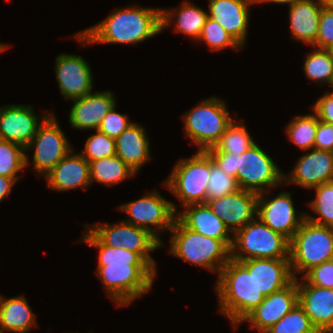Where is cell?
Wrapping results in <instances>:
<instances>
[{
	"label": "cell",
	"mask_w": 333,
	"mask_h": 333,
	"mask_svg": "<svg viewBox=\"0 0 333 333\" xmlns=\"http://www.w3.org/2000/svg\"><path fill=\"white\" fill-rule=\"evenodd\" d=\"M255 143L257 142L251 137L243 121L236 118V122L232 121L215 146L206 150V152L242 154Z\"/></svg>",
	"instance_id": "obj_31"
},
{
	"label": "cell",
	"mask_w": 333,
	"mask_h": 333,
	"mask_svg": "<svg viewBox=\"0 0 333 333\" xmlns=\"http://www.w3.org/2000/svg\"><path fill=\"white\" fill-rule=\"evenodd\" d=\"M31 149L33 169L44 177L74 148L51 113L38 127L25 152Z\"/></svg>",
	"instance_id": "obj_12"
},
{
	"label": "cell",
	"mask_w": 333,
	"mask_h": 333,
	"mask_svg": "<svg viewBox=\"0 0 333 333\" xmlns=\"http://www.w3.org/2000/svg\"><path fill=\"white\" fill-rule=\"evenodd\" d=\"M169 253L203 269L217 272L231 259V250L218 239L186 228L177 218L170 230Z\"/></svg>",
	"instance_id": "obj_4"
},
{
	"label": "cell",
	"mask_w": 333,
	"mask_h": 333,
	"mask_svg": "<svg viewBox=\"0 0 333 333\" xmlns=\"http://www.w3.org/2000/svg\"><path fill=\"white\" fill-rule=\"evenodd\" d=\"M253 275L256 287L268 296L293 279L289 259H247L239 261Z\"/></svg>",
	"instance_id": "obj_23"
},
{
	"label": "cell",
	"mask_w": 333,
	"mask_h": 333,
	"mask_svg": "<svg viewBox=\"0 0 333 333\" xmlns=\"http://www.w3.org/2000/svg\"><path fill=\"white\" fill-rule=\"evenodd\" d=\"M25 296L5 299L0 294V333H27L36 327V317Z\"/></svg>",
	"instance_id": "obj_28"
},
{
	"label": "cell",
	"mask_w": 333,
	"mask_h": 333,
	"mask_svg": "<svg viewBox=\"0 0 333 333\" xmlns=\"http://www.w3.org/2000/svg\"><path fill=\"white\" fill-rule=\"evenodd\" d=\"M131 123L133 122L128 119L127 114H120L116 111L115 105L103 118L98 131L116 139Z\"/></svg>",
	"instance_id": "obj_40"
},
{
	"label": "cell",
	"mask_w": 333,
	"mask_h": 333,
	"mask_svg": "<svg viewBox=\"0 0 333 333\" xmlns=\"http://www.w3.org/2000/svg\"><path fill=\"white\" fill-rule=\"evenodd\" d=\"M55 60L56 80L65 100L82 98L92 92V69L82 56L62 53Z\"/></svg>",
	"instance_id": "obj_14"
},
{
	"label": "cell",
	"mask_w": 333,
	"mask_h": 333,
	"mask_svg": "<svg viewBox=\"0 0 333 333\" xmlns=\"http://www.w3.org/2000/svg\"><path fill=\"white\" fill-rule=\"evenodd\" d=\"M88 162L116 155L115 139L96 130L86 139L80 153Z\"/></svg>",
	"instance_id": "obj_39"
},
{
	"label": "cell",
	"mask_w": 333,
	"mask_h": 333,
	"mask_svg": "<svg viewBox=\"0 0 333 333\" xmlns=\"http://www.w3.org/2000/svg\"><path fill=\"white\" fill-rule=\"evenodd\" d=\"M130 5L117 8L104 20L73 38L83 45L94 43L136 44L162 32L161 8Z\"/></svg>",
	"instance_id": "obj_1"
},
{
	"label": "cell",
	"mask_w": 333,
	"mask_h": 333,
	"mask_svg": "<svg viewBox=\"0 0 333 333\" xmlns=\"http://www.w3.org/2000/svg\"><path fill=\"white\" fill-rule=\"evenodd\" d=\"M313 112L320 121L333 124V93L325 92L312 105Z\"/></svg>",
	"instance_id": "obj_43"
},
{
	"label": "cell",
	"mask_w": 333,
	"mask_h": 333,
	"mask_svg": "<svg viewBox=\"0 0 333 333\" xmlns=\"http://www.w3.org/2000/svg\"><path fill=\"white\" fill-rule=\"evenodd\" d=\"M34 111L32 105L0 106V139L25 148L35 136L38 127L52 113L44 112L40 121Z\"/></svg>",
	"instance_id": "obj_15"
},
{
	"label": "cell",
	"mask_w": 333,
	"mask_h": 333,
	"mask_svg": "<svg viewBox=\"0 0 333 333\" xmlns=\"http://www.w3.org/2000/svg\"><path fill=\"white\" fill-rule=\"evenodd\" d=\"M102 244L110 247H124L139 253L155 270L156 261L150 251H156L162 243L148 230L128 224L121 220L118 223L95 224L85 226Z\"/></svg>",
	"instance_id": "obj_11"
},
{
	"label": "cell",
	"mask_w": 333,
	"mask_h": 333,
	"mask_svg": "<svg viewBox=\"0 0 333 333\" xmlns=\"http://www.w3.org/2000/svg\"><path fill=\"white\" fill-rule=\"evenodd\" d=\"M226 103L212 96L201 100L182 115L184 135L198 148L206 151L215 146L232 123V117Z\"/></svg>",
	"instance_id": "obj_6"
},
{
	"label": "cell",
	"mask_w": 333,
	"mask_h": 333,
	"mask_svg": "<svg viewBox=\"0 0 333 333\" xmlns=\"http://www.w3.org/2000/svg\"><path fill=\"white\" fill-rule=\"evenodd\" d=\"M206 203L232 234L257 217L258 194L252 191L239 189Z\"/></svg>",
	"instance_id": "obj_16"
},
{
	"label": "cell",
	"mask_w": 333,
	"mask_h": 333,
	"mask_svg": "<svg viewBox=\"0 0 333 333\" xmlns=\"http://www.w3.org/2000/svg\"><path fill=\"white\" fill-rule=\"evenodd\" d=\"M214 285L219 312L237 328L265 298L257 289L254 277L238 261L230 259L222 268Z\"/></svg>",
	"instance_id": "obj_2"
},
{
	"label": "cell",
	"mask_w": 333,
	"mask_h": 333,
	"mask_svg": "<svg viewBox=\"0 0 333 333\" xmlns=\"http://www.w3.org/2000/svg\"><path fill=\"white\" fill-rule=\"evenodd\" d=\"M208 17L218 22L243 48L249 26V12L255 0H208Z\"/></svg>",
	"instance_id": "obj_20"
},
{
	"label": "cell",
	"mask_w": 333,
	"mask_h": 333,
	"mask_svg": "<svg viewBox=\"0 0 333 333\" xmlns=\"http://www.w3.org/2000/svg\"><path fill=\"white\" fill-rule=\"evenodd\" d=\"M29 163L28 154L23 146L0 139V175L19 178L18 172Z\"/></svg>",
	"instance_id": "obj_35"
},
{
	"label": "cell",
	"mask_w": 333,
	"mask_h": 333,
	"mask_svg": "<svg viewBox=\"0 0 333 333\" xmlns=\"http://www.w3.org/2000/svg\"><path fill=\"white\" fill-rule=\"evenodd\" d=\"M208 154L220 169L236 178L240 189L259 194L284 183L283 171L258 143L242 154Z\"/></svg>",
	"instance_id": "obj_3"
},
{
	"label": "cell",
	"mask_w": 333,
	"mask_h": 333,
	"mask_svg": "<svg viewBox=\"0 0 333 333\" xmlns=\"http://www.w3.org/2000/svg\"><path fill=\"white\" fill-rule=\"evenodd\" d=\"M305 76L318 84L331 85L333 81V55L327 49L313 47L303 63Z\"/></svg>",
	"instance_id": "obj_33"
},
{
	"label": "cell",
	"mask_w": 333,
	"mask_h": 333,
	"mask_svg": "<svg viewBox=\"0 0 333 333\" xmlns=\"http://www.w3.org/2000/svg\"><path fill=\"white\" fill-rule=\"evenodd\" d=\"M298 281V303L319 333H333V289Z\"/></svg>",
	"instance_id": "obj_19"
},
{
	"label": "cell",
	"mask_w": 333,
	"mask_h": 333,
	"mask_svg": "<svg viewBox=\"0 0 333 333\" xmlns=\"http://www.w3.org/2000/svg\"><path fill=\"white\" fill-rule=\"evenodd\" d=\"M270 192L258 194L257 217L290 241L305 219V213L298 214L290 192L282 191L276 197L269 198Z\"/></svg>",
	"instance_id": "obj_13"
},
{
	"label": "cell",
	"mask_w": 333,
	"mask_h": 333,
	"mask_svg": "<svg viewBox=\"0 0 333 333\" xmlns=\"http://www.w3.org/2000/svg\"><path fill=\"white\" fill-rule=\"evenodd\" d=\"M303 278L311 285L333 289V260L313 267Z\"/></svg>",
	"instance_id": "obj_42"
},
{
	"label": "cell",
	"mask_w": 333,
	"mask_h": 333,
	"mask_svg": "<svg viewBox=\"0 0 333 333\" xmlns=\"http://www.w3.org/2000/svg\"><path fill=\"white\" fill-rule=\"evenodd\" d=\"M333 181V152L312 148L299 157L290 175L284 173V184L313 189Z\"/></svg>",
	"instance_id": "obj_18"
},
{
	"label": "cell",
	"mask_w": 333,
	"mask_h": 333,
	"mask_svg": "<svg viewBox=\"0 0 333 333\" xmlns=\"http://www.w3.org/2000/svg\"><path fill=\"white\" fill-rule=\"evenodd\" d=\"M197 41L207 44L210 51L221 52L227 47H230L234 51L243 48L218 22L209 17Z\"/></svg>",
	"instance_id": "obj_37"
},
{
	"label": "cell",
	"mask_w": 333,
	"mask_h": 333,
	"mask_svg": "<svg viewBox=\"0 0 333 333\" xmlns=\"http://www.w3.org/2000/svg\"><path fill=\"white\" fill-rule=\"evenodd\" d=\"M290 241L258 217L233 234L231 259H289Z\"/></svg>",
	"instance_id": "obj_8"
},
{
	"label": "cell",
	"mask_w": 333,
	"mask_h": 333,
	"mask_svg": "<svg viewBox=\"0 0 333 333\" xmlns=\"http://www.w3.org/2000/svg\"><path fill=\"white\" fill-rule=\"evenodd\" d=\"M177 213L176 218L186 227L206 237L221 240L230 250L233 234L207 203L191 204ZM231 234V237H230Z\"/></svg>",
	"instance_id": "obj_24"
},
{
	"label": "cell",
	"mask_w": 333,
	"mask_h": 333,
	"mask_svg": "<svg viewBox=\"0 0 333 333\" xmlns=\"http://www.w3.org/2000/svg\"><path fill=\"white\" fill-rule=\"evenodd\" d=\"M150 145L145 128L134 121L115 139L116 155L135 173L152 159Z\"/></svg>",
	"instance_id": "obj_25"
},
{
	"label": "cell",
	"mask_w": 333,
	"mask_h": 333,
	"mask_svg": "<svg viewBox=\"0 0 333 333\" xmlns=\"http://www.w3.org/2000/svg\"><path fill=\"white\" fill-rule=\"evenodd\" d=\"M19 178H12L0 175V203L11 193L12 186L18 181Z\"/></svg>",
	"instance_id": "obj_45"
},
{
	"label": "cell",
	"mask_w": 333,
	"mask_h": 333,
	"mask_svg": "<svg viewBox=\"0 0 333 333\" xmlns=\"http://www.w3.org/2000/svg\"><path fill=\"white\" fill-rule=\"evenodd\" d=\"M235 177L226 174L210 156V173L207 184V199H216L239 190Z\"/></svg>",
	"instance_id": "obj_38"
},
{
	"label": "cell",
	"mask_w": 333,
	"mask_h": 333,
	"mask_svg": "<svg viewBox=\"0 0 333 333\" xmlns=\"http://www.w3.org/2000/svg\"><path fill=\"white\" fill-rule=\"evenodd\" d=\"M313 189L316 192L315 198L308 204L319 217L305 212V218L318 225L333 227V181L326 182Z\"/></svg>",
	"instance_id": "obj_34"
},
{
	"label": "cell",
	"mask_w": 333,
	"mask_h": 333,
	"mask_svg": "<svg viewBox=\"0 0 333 333\" xmlns=\"http://www.w3.org/2000/svg\"><path fill=\"white\" fill-rule=\"evenodd\" d=\"M209 173L210 155L197 150L192 156L179 159L163 184L183 207L206 203Z\"/></svg>",
	"instance_id": "obj_9"
},
{
	"label": "cell",
	"mask_w": 333,
	"mask_h": 333,
	"mask_svg": "<svg viewBox=\"0 0 333 333\" xmlns=\"http://www.w3.org/2000/svg\"><path fill=\"white\" fill-rule=\"evenodd\" d=\"M333 42V7L323 6L319 20L316 42L312 47L327 49Z\"/></svg>",
	"instance_id": "obj_41"
},
{
	"label": "cell",
	"mask_w": 333,
	"mask_h": 333,
	"mask_svg": "<svg viewBox=\"0 0 333 333\" xmlns=\"http://www.w3.org/2000/svg\"><path fill=\"white\" fill-rule=\"evenodd\" d=\"M265 333H319L298 303Z\"/></svg>",
	"instance_id": "obj_36"
},
{
	"label": "cell",
	"mask_w": 333,
	"mask_h": 333,
	"mask_svg": "<svg viewBox=\"0 0 333 333\" xmlns=\"http://www.w3.org/2000/svg\"><path fill=\"white\" fill-rule=\"evenodd\" d=\"M118 209L128 214L124 222L148 230L162 245L158 235L171 230L178 213L176 203L166 200L156 189Z\"/></svg>",
	"instance_id": "obj_10"
},
{
	"label": "cell",
	"mask_w": 333,
	"mask_h": 333,
	"mask_svg": "<svg viewBox=\"0 0 333 333\" xmlns=\"http://www.w3.org/2000/svg\"><path fill=\"white\" fill-rule=\"evenodd\" d=\"M330 87L332 88V92L331 93H333V81H332V84L330 85Z\"/></svg>",
	"instance_id": "obj_50"
},
{
	"label": "cell",
	"mask_w": 333,
	"mask_h": 333,
	"mask_svg": "<svg viewBox=\"0 0 333 333\" xmlns=\"http://www.w3.org/2000/svg\"><path fill=\"white\" fill-rule=\"evenodd\" d=\"M314 148L333 152V124L319 120Z\"/></svg>",
	"instance_id": "obj_44"
},
{
	"label": "cell",
	"mask_w": 333,
	"mask_h": 333,
	"mask_svg": "<svg viewBox=\"0 0 333 333\" xmlns=\"http://www.w3.org/2000/svg\"><path fill=\"white\" fill-rule=\"evenodd\" d=\"M294 278L284 288L265 296L259 306L243 322H249L250 329L265 333L298 304V280Z\"/></svg>",
	"instance_id": "obj_17"
},
{
	"label": "cell",
	"mask_w": 333,
	"mask_h": 333,
	"mask_svg": "<svg viewBox=\"0 0 333 333\" xmlns=\"http://www.w3.org/2000/svg\"><path fill=\"white\" fill-rule=\"evenodd\" d=\"M80 242L99 249L98 266L149 264L139 253L102 244L86 227Z\"/></svg>",
	"instance_id": "obj_30"
},
{
	"label": "cell",
	"mask_w": 333,
	"mask_h": 333,
	"mask_svg": "<svg viewBox=\"0 0 333 333\" xmlns=\"http://www.w3.org/2000/svg\"><path fill=\"white\" fill-rule=\"evenodd\" d=\"M300 1H304V0H255V4H258V3H276V4H288V7L297 3V2H300Z\"/></svg>",
	"instance_id": "obj_46"
},
{
	"label": "cell",
	"mask_w": 333,
	"mask_h": 333,
	"mask_svg": "<svg viewBox=\"0 0 333 333\" xmlns=\"http://www.w3.org/2000/svg\"><path fill=\"white\" fill-rule=\"evenodd\" d=\"M325 6L333 7V0H321Z\"/></svg>",
	"instance_id": "obj_47"
},
{
	"label": "cell",
	"mask_w": 333,
	"mask_h": 333,
	"mask_svg": "<svg viewBox=\"0 0 333 333\" xmlns=\"http://www.w3.org/2000/svg\"><path fill=\"white\" fill-rule=\"evenodd\" d=\"M69 112L70 126L79 130H98L103 118L116 105V97L111 91H95L71 100Z\"/></svg>",
	"instance_id": "obj_21"
},
{
	"label": "cell",
	"mask_w": 333,
	"mask_h": 333,
	"mask_svg": "<svg viewBox=\"0 0 333 333\" xmlns=\"http://www.w3.org/2000/svg\"><path fill=\"white\" fill-rule=\"evenodd\" d=\"M96 274L115 306H127L151 290L157 271L150 264L98 266Z\"/></svg>",
	"instance_id": "obj_7"
},
{
	"label": "cell",
	"mask_w": 333,
	"mask_h": 333,
	"mask_svg": "<svg viewBox=\"0 0 333 333\" xmlns=\"http://www.w3.org/2000/svg\"><path fill=\"white\" fill-rule=\"evenodd\" d=\"M72 149L48 174L44 176L47 187L57 191L86 188L91 185L89 162Z\"/></svg>",
	"instance_id": "obj_22"
},
{
	"label": "cell",
	"mask_w": 333,
	"mask_h": 333,
	"mask_svg": "<svg viewBox=\"0 0 333 333\" xmlns=\"http://www.w3.org/2000/svg\"><path fill=\"white\" fill-rule=\"evenodd\" d=\"M327 50L333 55V42L330 44Z\"/></svg>",
	"instance_id": "obj_49"
},
{
	"label": "cell",
	"mask_w": 333,
	"mask_h": 333,
	"mask_svg": "<svg viewBox=\"0 0 333 333\" xmlns=\"http://www.w3.org/2000/svg\"><path fill=\"white\" fill-rule=\"evenodd\" d=\"M9 46L7 44L0 43V53L5 51Z\"/></svg>",
	"instance_id": "obj_48"
},
{
	"label": "cell",
	"mask_w": 333,
	"mask_h": 333,
	"mask_svg": "<svg viewBox=\"0 0 333 333\" xmlns=\"http://www.w3.org/2000/svg\"><path fill=\"white\" fill-rule=\"evenodd\" d=\"M324 4L321 0H304L289 6L292 39L312 46L316 42Z\"/></svg>",
	"instance_id": "obj_26"
},
{
	"label": "cell",
	"mask_w": 333,
	"mask_h": 333,
	"mask_svg": "<svg viewBox=\"0 0 333 333\" xmlns=\"http://www.w3.org/2000/svg\"><path fill=\"white\" fill-rule=\"evenodd\" d=\"M207 18L208 14L205 10L188 1L182 2L178 9L161 8L162 32L171 26L170 24L174 20V31L186 34L196 42Z\"/></svg>",
	"instance_id": "obj_27"
},
{
	"label": "cell",
	"mask_w": 333,
	"mask_h": 333,
	"mask_svg": "<svg viewBox=\"0 0 333 333\" xmlns=\"http://www.w3.org/2000/svg\"><path fill=\"white\" fill-rule=\"evenodd\" d=\"M333 260V227L302 221L290 240L289 262L294 278L302 277L313 267Z\"/></svg>",
	"instance_id": "obj_5"
},
{
	"label": "cell",
	"mask_w": 333,
	"mask_h": 333,
	"mask_svg": "<svg viewBox=\"0 0 333 333\" xmlns=\"http://www.w3.org/2000/svg\"><path fill=\"white\" fill-rule=\"evenodd\" d=\"M90 182L114 186L136 173L117 155L89 162Z\"/></svg>",
	"instance_id": "obj_29"
},
{
	"label": "cell",
	"mask_w": 333,
	"mask_h": 333,
	"mask_svg": "<svg viewBox=\"0 0 333 333\" xmlns=\"http://www.w3.org/2000/svg\"><path fill=\"white\" fill-rule=\"evenodd\" d=\"M319 118L312 114L296 115L286 126V135L295 146L303 151L314 148Z\"/></svg>",
	"instance_id": "obj_32"
}]
</instances>
